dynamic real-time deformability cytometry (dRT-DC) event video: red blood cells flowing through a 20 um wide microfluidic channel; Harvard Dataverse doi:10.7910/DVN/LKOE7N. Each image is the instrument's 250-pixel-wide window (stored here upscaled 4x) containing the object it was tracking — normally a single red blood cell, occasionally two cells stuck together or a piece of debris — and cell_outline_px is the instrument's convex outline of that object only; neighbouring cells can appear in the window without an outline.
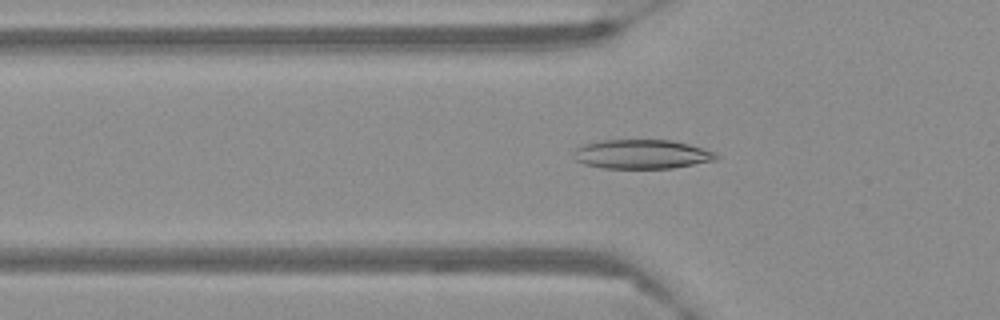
{"species": "Egyptian fruit bat (a non-hibernating species)", "species_latin": "Rousettus aegyptiacus", "temperature_condition": "warm", "stored_images_in_passage": 59, "camera_frame_rate_fps": 3000, "um_per_image_px": 0.085, "frame": {"image": 1, "passage_image": 20, "time_ms": 6.333, "image_size_px": [1000, 320], "cell_outline_px": [[720, 156], [716, 160], [672, 168], [604, 168], [584, 164], [576, 160], [572, 152], [580, 144], [600, 140], [672, 140], [704, 148], [716, 152]], "centroid_in_image_um": [54.54, 13.1], "position_along_channel_um": 71.3, "area_um2": 24.45}}
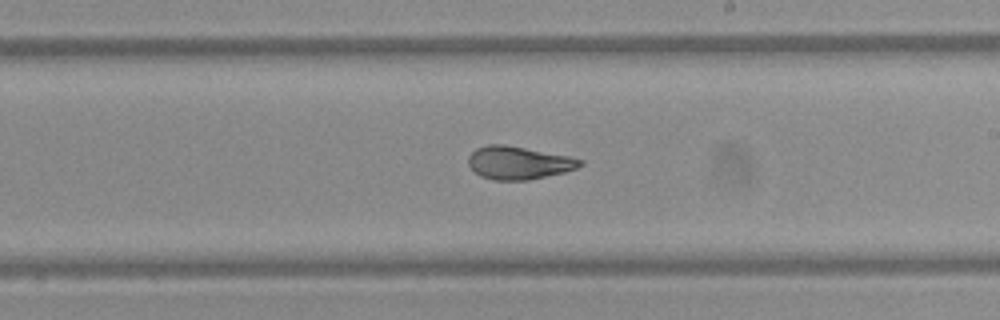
{"frame": {"image": 2, "passage_image": 35, "time_ms": 11.333, "image_size_px": [1000, 320], "cell_outline_px": [[584, 164], [576, 168], [564, 172], [528, 180], [492, 180], [480, 176], [468, 164], [468, 156], [476, 148], [488, 144], [504, 144], [572, 156], [584, 160]], "centroid_in_image_um": [44.1, 13.83], "position_along_channel_um": 244.9, "area_um2": 21.62}}
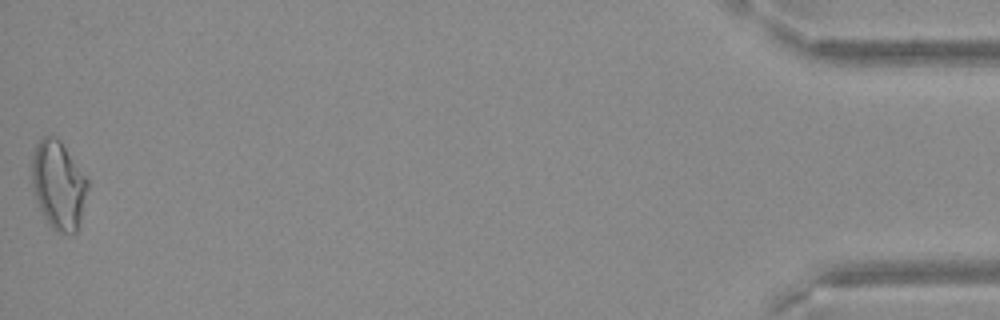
{"frame": {"image": 3, "passage_image": 59, "time_ms": 19.333, "image_size_px": [1000, 320], "cell_outline_px": [[88, 188], [80, 228], [72, 236], [56, 232], [48, 224], [36, 200], [32, 184], [32, 156], [36, 144], [40, 136], [56, 136], [60, 140], [88, 180]], "centroid_in_image_um": [4.98, 15.77], "position_along_channel_um": 430.2, "area_um2": 29.13}}